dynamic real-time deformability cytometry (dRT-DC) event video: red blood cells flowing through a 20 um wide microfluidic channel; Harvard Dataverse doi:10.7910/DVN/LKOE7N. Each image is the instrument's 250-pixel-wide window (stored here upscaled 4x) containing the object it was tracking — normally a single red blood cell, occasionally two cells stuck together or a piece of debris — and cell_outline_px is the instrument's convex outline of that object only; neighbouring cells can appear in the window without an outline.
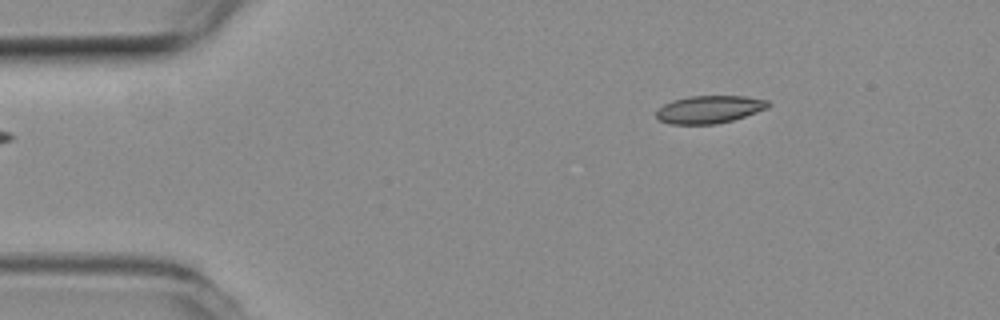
{"species": "common noctule bat (a hibernating species)", "species_latin": "Nyctalus noctula", "temperature_condition": "room temperature", "stored_images_in_passage": 3, "camera_frame_rate_fps": 3000, "um_per_image_px": 0.085, "animal": {"sex": "female", "body_mass_g": 19.3, "forearm_length_mm": 54.1}, "frame": {"image": 1, "passage_image": 1, "time_ms": 0.0, "image_size_px": [1000, 320], "cell_outline_px": [[772, 104], [768, 108], [732, 120], [716, 124], [672, 124], [660, 120], [656, 116], [656, 112], [664, 104], [672, 100], [688, 96], [744, 96], [768, 100]], "centroid_in_image_um": [60.31, 9.29], "position_along_channel_um": 24.7, "area_um2": 17.98}}